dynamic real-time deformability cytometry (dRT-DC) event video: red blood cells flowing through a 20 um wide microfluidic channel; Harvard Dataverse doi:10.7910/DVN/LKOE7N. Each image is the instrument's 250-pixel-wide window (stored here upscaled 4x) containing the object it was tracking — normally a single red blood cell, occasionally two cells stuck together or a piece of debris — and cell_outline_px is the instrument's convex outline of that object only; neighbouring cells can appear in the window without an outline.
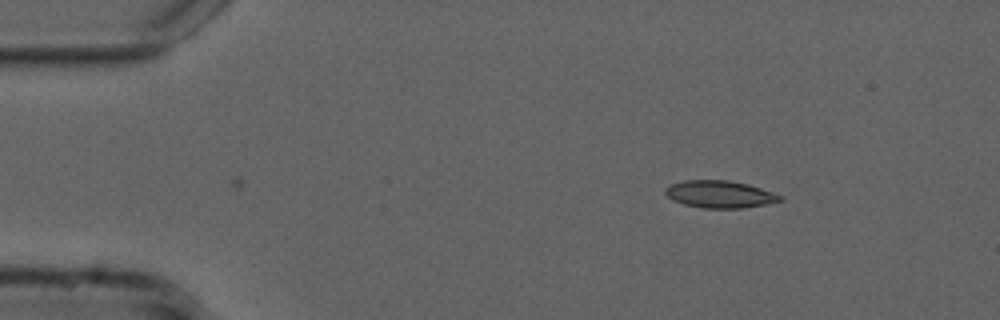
{"species": "common noctule bat (a hibernating species)", "species_latin": "Nyctalus noctula", "temperature_condition": "cold", "stored_images_in_passage": 6, "camera_frame_rate_fps": 3000, "um_per_image_px": 0.085, "animal": {"sex": "male", "forearm_length_mm": 52.5}, "frame": {"image": 1, "passage_image": 1, "time_ms": 0.0, "image_size_px": [1000, 320], "cell_outline_px": [[784, 200], [744, 208], [704, 208], [684, 204], [672, 200], [664, 192], [664, 188], [672, 184], [684, 180], [728, 180], [748, 184], [784, 196]], "centroid_in_image_um": [61.18, 16.51], "position_along_channel_um": 23.8, "area_um2": 18.21}}